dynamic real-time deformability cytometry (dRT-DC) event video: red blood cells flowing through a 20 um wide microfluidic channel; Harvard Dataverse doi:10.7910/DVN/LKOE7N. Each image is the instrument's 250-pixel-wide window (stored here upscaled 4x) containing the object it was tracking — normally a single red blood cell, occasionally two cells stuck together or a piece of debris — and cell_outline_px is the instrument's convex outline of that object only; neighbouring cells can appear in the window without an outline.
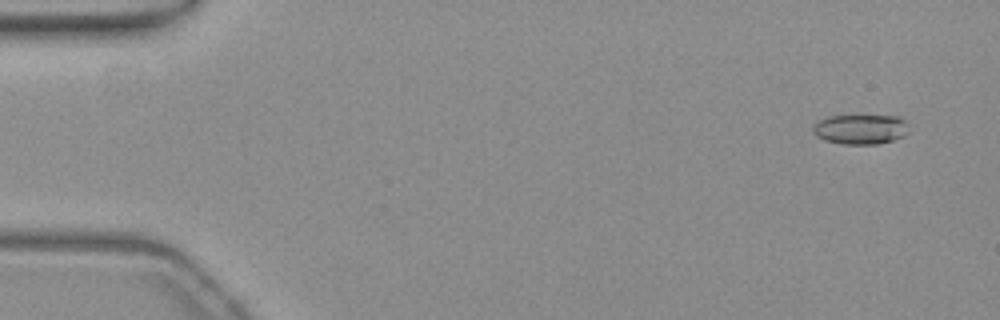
{"species": "common noctule bat (a hibernating species)", "species_latin": "Nyctalus noctula", "temperature_condition": "warm", "stored_images_in_passage": 56, "camera_frame_rate_fps": 3000, "um_per_image_px": 0.085, "animal": {"sex": "female", "body_mass_g": 19.3, "forearm_length_mm": 54.1}, "frame": {"image": 1, "passage_image": 4, "time_ms": 1.0, "image_size_px": [1000, 320], "cell_outline_px": [[908, 132], [904, 136], [892, 140], [876, 144], [840, 144], [824, 140], [816, 136], [812, 132], [812, 128], [820, 120], [828, 116], [896, 116], [904, 120], [908, 124]], "centroid_in_image_um": [73.14, 10.99], "position_along_channel_um": 11.9, "area_um2": 16.65}}
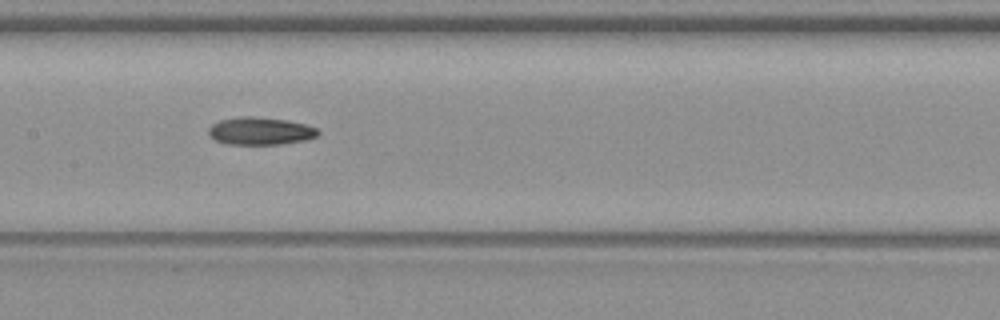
{"frame": {"image": 2, "passage_image": 28, "time_ms": 9.0, "image_size_px": [1000, 320], "cell_outline_px": [[320, 132], [316, 136], [304, 140], [280, 144], [228, 144], [216, 140], [208, 132], [208, 128], [212, 124], [220, 120], [240, 116], [256, 116], [288, 120], [304, 124], [316, 128]], "centroid_in_image_um": [22.12, 11.12], "position_along_channel_um": 185.3, "area_um2": 17.51}}
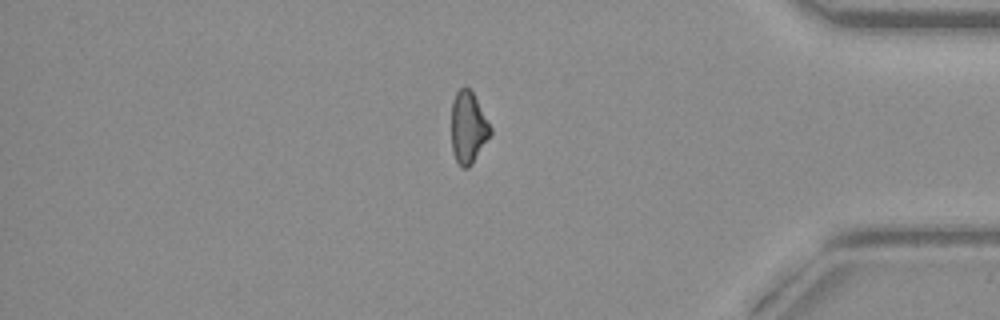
{"frame": {"image": 3, "passage_image": 47, "time_ms": 15.333, "image_size_px": [1000, 320], "cell_outline_px": [[492, 132], [472, 164], [468, 168], [460, 168], [452, 152], [452, 100], [456, 92], [464, 84], [472, 92], [492, 128]], "centroid_in_image_um": [39.78, 10.85], "position_along_channel_um": 395.4, "area_um2": 16.3}}